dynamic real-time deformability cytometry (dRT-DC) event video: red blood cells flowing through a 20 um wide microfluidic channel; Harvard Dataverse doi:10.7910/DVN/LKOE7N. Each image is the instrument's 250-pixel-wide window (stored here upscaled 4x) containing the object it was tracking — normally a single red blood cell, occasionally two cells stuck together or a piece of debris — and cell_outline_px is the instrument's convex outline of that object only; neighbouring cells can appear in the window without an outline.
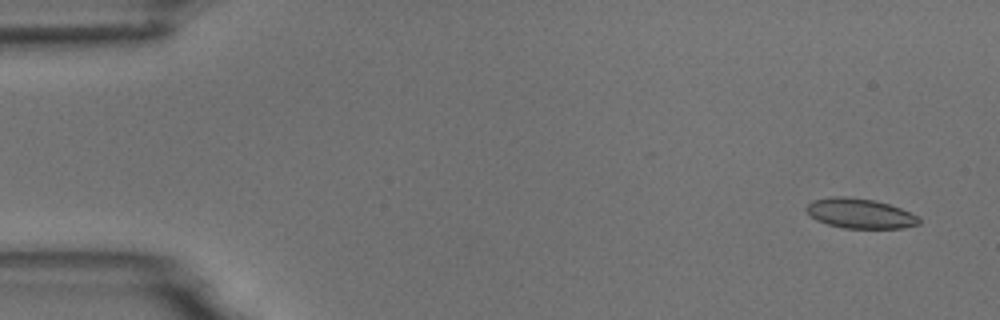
{"species": "common noctule bat (a hibernating species)", "species_latin": "Nyctalus noctula", "temperature_condition": "room temperature", "stored_images_in_passage": 4, "camera_frame_rate_fps": 3000, "um_per_image_px": 0.085, "animal": {"sex": "male", "body_mass_g": 18.8}, "frame": {"image": 1, "passage_image": 1, "time_ms": 0.0, "image_size_px": [1000, 320], "cell_outline_px": [[920, 224], [904, 228], [844, 228], [828, 224], [816, 220], [804, 208], [812, 200], [832, 196], [844, 196], [872, 200], [888, 204], [900, 208], [920, 216]], "centroid_in_image_um": [73.11, 18.14], "position_along_channel_um": 11.9, "area_um2": 19.59}}
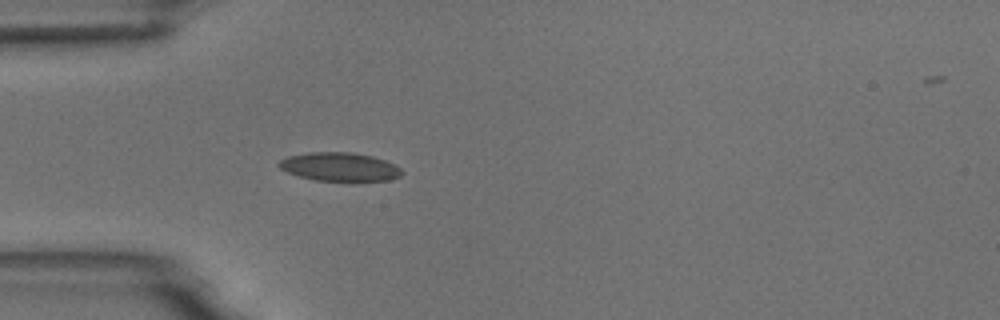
{"frame": {"image": 2, "passage_image": 4, "time_ms": 4.333, "image_size_px": [1000, 320], "cell_outline_px": [[404, 172], [400, 176], [388, 180], [352, 184], [316, 180], [300, 176], [288, 172], [280, 168], [276, 164], [280, 160], [288, 156], [308, 152], [352, 152], [372, 156], [384, 160], [400, 168]], "centroid_in_image_um": [28.9, 14.22], "position_along_channel_um": 56.1, "area_um2": 21.21}}